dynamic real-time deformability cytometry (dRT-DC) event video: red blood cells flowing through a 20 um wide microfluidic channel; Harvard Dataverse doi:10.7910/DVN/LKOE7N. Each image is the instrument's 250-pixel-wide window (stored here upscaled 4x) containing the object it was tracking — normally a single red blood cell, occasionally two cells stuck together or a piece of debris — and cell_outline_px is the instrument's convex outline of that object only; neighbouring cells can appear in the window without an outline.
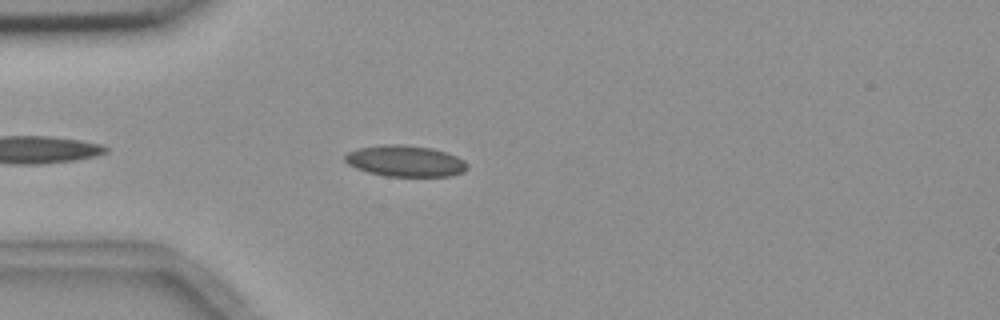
{"species": "common noctule bat (a hibernating species)", "species_latin": "Nyctalus noctula", "temperature_condition": "room temperature", "stored_images_in_passage": 5, "camera_frame_rate_fps": 3000, "um_per_image_px": 0.085, "animal": {"sex": "female", "body_mass_g": 18.4}, "frame": {"image": 1, "passage_image": 4, "time_ms": 4.333, "image_size_px": [1000, 320], "cell_outline_px": [[468, 168], [464, 172], [452, 176], [384, 176], [368, 172], [356, 168], [348, 164], [344, 160], [344, 156], [348, 152], [360, 148], [388, 144], [400, 144], [432, 148], [456, 156], [464, 160], [468, 164]], "centroid_in_image_um": [34.47, 13.7], "position_along_channel_um": 50.5, "area_um2": 22.2}}